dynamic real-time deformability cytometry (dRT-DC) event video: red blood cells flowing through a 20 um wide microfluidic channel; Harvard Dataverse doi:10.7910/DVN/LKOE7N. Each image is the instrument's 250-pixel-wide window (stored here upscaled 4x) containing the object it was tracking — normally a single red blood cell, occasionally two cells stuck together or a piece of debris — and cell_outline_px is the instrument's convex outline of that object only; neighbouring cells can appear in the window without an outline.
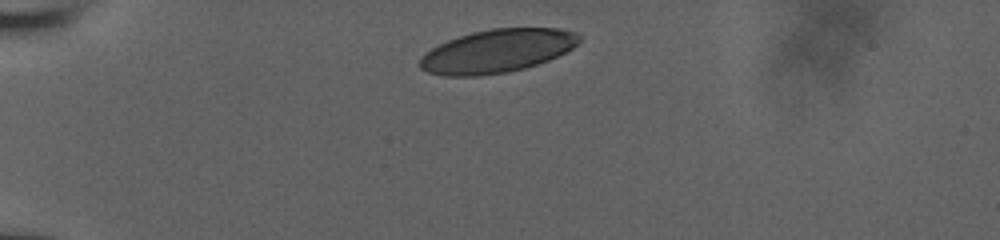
{"species": "human", "species_latin": "Homo sapiens", "temperature_condition": "room temperature", "stored_images_in_passage": 13, "camera_frame_rate_fps": 3000, "um_per_image_px": 0.085, "donor": {"sex": "male"}, "frame": {"image": 1, "passage_image": 1, "time_ms": 0.0, "image_size_px": [1000, 240], "cell_outline_px": [[580, 40], [572, 48], [548, 60], [524, 68], [508, 72], [480, 76], [444, 76], [428, 72], [420, 68], [420, 56], [432, 48], [448, 40], [472, 32], [492, 28], [560, 28], [576, 32], [580, 36]], "centroid_in_image_um": [42.25, 4.34], "position_along_channel_um": 42.8, "area_um2": 40.06}}
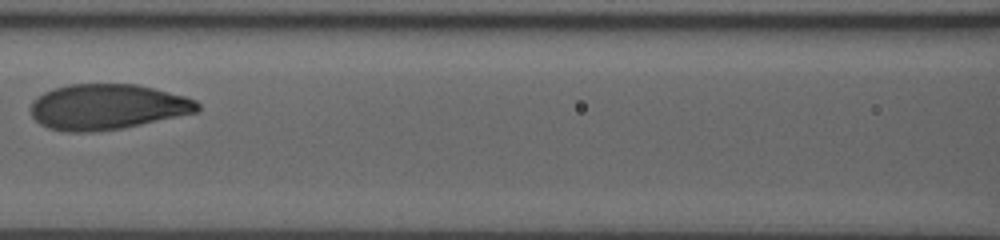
{"frame": {"image": 2, "passage_image": 8, "time_ms": 4.333, "image_size_px": [1000, 240], "cell_outline_px": [[200, 108], [196, 112], [124, 128], [92, 132], [68, 132], [48, 128], [40, 124], [32, 116], [32, 100], [44, 92], [68, 84], [136, 84], [184, 96], [196, 100], [200, 104]], "centroid_in_image_um": [9.1, 9.09], "position_along_channel_um": 157.5, "area_um2": 44.04}}
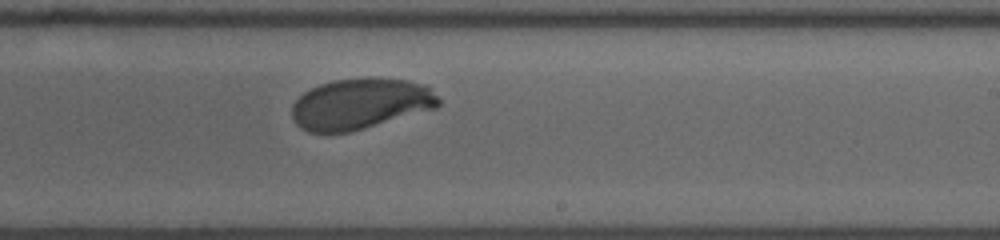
{"frame": {"image": 3, "passage_image": 13, "time_ms": 7.0, "image_size_px": [1000, 240], "cell_outline_px": [[440, 104], [436, 108], [348, 132], [308, 132], [300, 128], [296, 124], [292, 116], [292, 104], [304, 92], [320, 84], [332, 80], [368, 76], [380, 76], [408, 80], [424, 84], [440, 100]], "centroid_in_image_um": [30.62, 8.79], "position_along_channel_um": 258.4, "area_um2": 43.58}}